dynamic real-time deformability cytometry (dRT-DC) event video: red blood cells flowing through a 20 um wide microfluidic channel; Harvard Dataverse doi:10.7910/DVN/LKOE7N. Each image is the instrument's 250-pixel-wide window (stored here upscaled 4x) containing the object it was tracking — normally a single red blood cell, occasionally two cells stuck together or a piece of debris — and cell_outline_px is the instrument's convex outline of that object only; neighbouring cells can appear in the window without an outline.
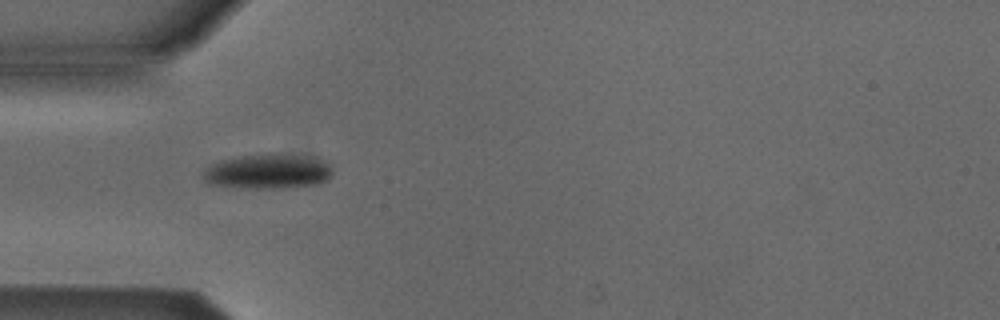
{"species": "Egyptian fruit bat (a non-hibernating species)", "species_latin": "Rousettus aegyptiacus", "temperature_condition": "cold", "stored_images_in_passage": 6, "camera_frame_rate_fps": 3000, "um_per_image_px": 0.085, "animal": {"sex": "male"}, "frame": {"image": 1, "passage_image": 4, "time_ms": 4.333, "image_size_px": [1000, 320], "cell_outline_px": [[332, 176], [328, 180], [320, 184], [284, 188], [240, 188], [208, 184], [204, 180], [204, 172], [212, 164], [220, 160], [244, 156], [272, 152], [316, 156], [324, 160], [332, 168]], "centroid_in_image_um": [22.86, 14.56], "position_along_channel_um": 62.1, "area_um2": 26.88}}
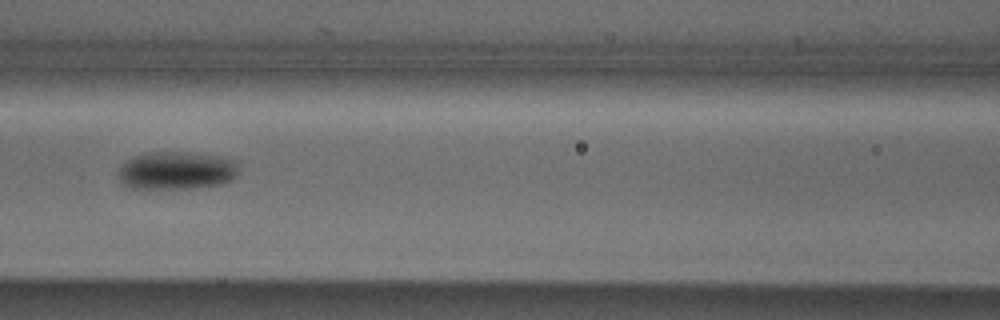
{"frame": {"image": 2, "passage_image": 6, "time_ms": 6.667, "image_size_px": [1000, 320], "cell_outline_px": [[236, 176], [232, 180], [224, 184], [188, 188], [132, 188], [124, 184], [120, 180], [120, 168], [132, 156], [148, 152], [188, 152], [220, 156], [236, 160]], "centroid_in_image_um": [15.03, 14.48], "position_along_channel_um": 151.6, "area_um2": 26.47}}